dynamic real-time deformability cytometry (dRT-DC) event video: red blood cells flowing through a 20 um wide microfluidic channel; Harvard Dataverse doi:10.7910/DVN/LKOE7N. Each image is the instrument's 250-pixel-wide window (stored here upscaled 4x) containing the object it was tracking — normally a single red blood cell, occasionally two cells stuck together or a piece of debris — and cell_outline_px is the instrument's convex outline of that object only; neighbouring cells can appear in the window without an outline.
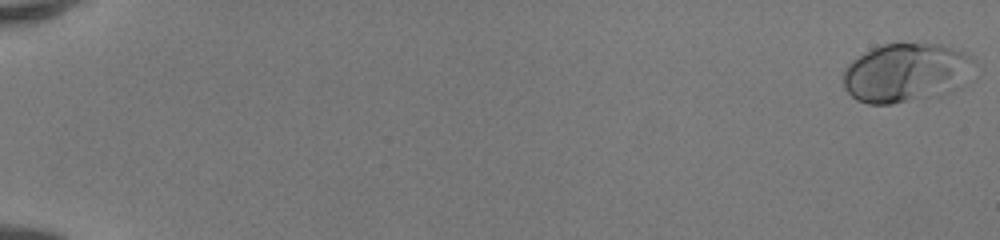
{"species": "human", "species_latin": "Homo sapiens", "temperature_condition": "room temperature", "stored_images_in_passage": 37, "camera_frame_rate_fps": 3000, "um_per_image_px": 0.085, "donor": {"sex": "female"}, "frame": {"image": 1, "passage_image": 1, "time_ms": 0.0, "image_size_px": [1000, 240], "cell_outline_px": [[972, 60], [952, 88], [928, 96], [892, 104], [868, 104], [856, 100], [844, 88], [844, 68], [852, 60], [864, 52], [880, 44], [940, 44], [960, 48], [972, 56]], "centroid_in_image_um": [76.84, 6.14], "position_along_channel_um": 8.2, "area_um2": 43.35}}
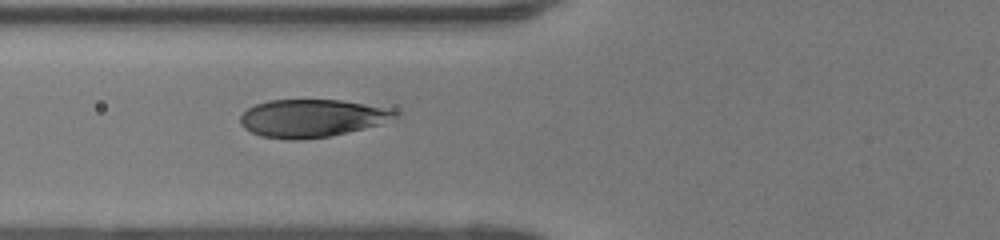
{"frame": {"image": 2, "passage_image": 22, "time_ms": 7.0, "image_size_px": [1000, 240], "cell_outline_px": [[400, 112], [396, 116], [380, 124], [332, 136], [300, 140], [288, 140], [260, 136], [244, 128], [240, 124], [240, 116], [248, 108], [256, 104], [268, 100], [340, 100], [364, 104]], "centroid_in_image_um": [26.44, 10.06], "position_along_channel_um": 99.4, "area_um2": 33.87}}
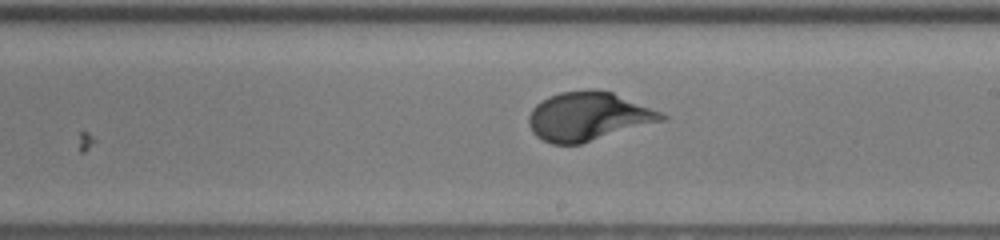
{"frame": {"image": 3, "passage_image": 32, "time_ms": 10.333, "image_size_px": [1000, 240], "cell_outline_px": [[668, 116], [664, 120], [580, 144], [552, 144], [536, 136], [532, 132], [528, 124], [528, 116], [532, 108], [536, 104], [548, 96], [560, 92], [588, 88], [596, 88], [612, 92], [660, 112]], "centroid_in_image_um": [49.95, 9.88], "position_along_channel_um": 239.1, "area_um2": 37.63}}